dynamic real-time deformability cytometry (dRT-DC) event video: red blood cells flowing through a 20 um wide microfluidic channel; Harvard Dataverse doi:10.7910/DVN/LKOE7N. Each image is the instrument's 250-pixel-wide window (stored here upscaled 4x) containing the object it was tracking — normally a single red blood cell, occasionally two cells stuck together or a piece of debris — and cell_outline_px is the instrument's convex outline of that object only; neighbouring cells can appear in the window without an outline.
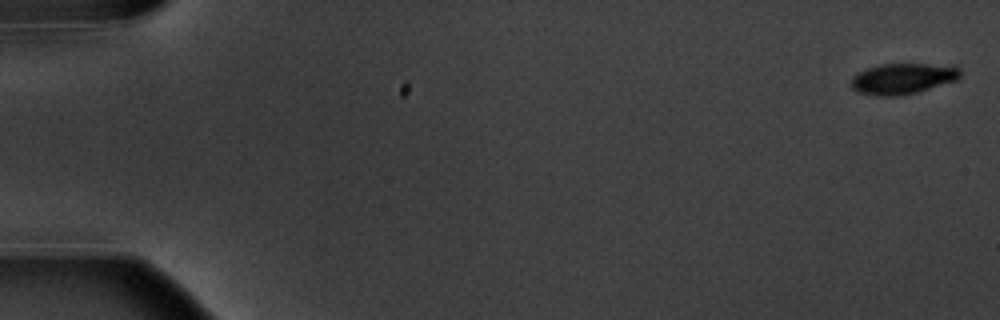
{"species": "common noctule bat (a hibernating species)", "species_latin": "Nyctalus noctula", "temperature_condition": "warm", "stored_images_in_passage": 5, "camera_frame_rate_fps": 3000, "um_per_image_px": 0.085, "animal": {"sex": "male", "body_mass_g": 20.1, "forearm_length_mm": 53.5}, "frame": {"image": 1, "passage_image": 1, "time_ms": 0.0, "image_size_px": [1000, 320], "cell_outline_px": [[960, 76], [956, 80], [916, 92], [900, 96], [876, 96], [856, 92], [852, 88], [852, 76], [868, 68], [880, 64], [924, 64], [960, 68]], "centroid_in_image_um": [76.67, 6.7], "position_along_channel_um": 8.3, "area_um2": 19.25}}
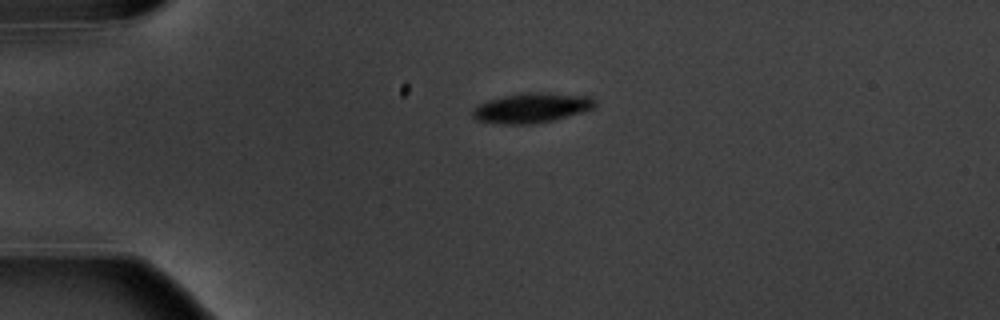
{"frame": {"image": 2, "passage_image": 4, "time_ms": 4.333, "image_size_px": [1000, 320], "cell_outline_px": [[596, 104], [592, 108], [556, 120], [532, 124], [500, 124], [476, 120], [472, 116], [472, 108], [488, 100], [504, 96], [524, 92], [544, 92], [592, 96], [596, 100]], "centroid_in_image_um": [45.19, 9.16], "position_along_channel_um": 39.8, "area_um2": 21.44}}